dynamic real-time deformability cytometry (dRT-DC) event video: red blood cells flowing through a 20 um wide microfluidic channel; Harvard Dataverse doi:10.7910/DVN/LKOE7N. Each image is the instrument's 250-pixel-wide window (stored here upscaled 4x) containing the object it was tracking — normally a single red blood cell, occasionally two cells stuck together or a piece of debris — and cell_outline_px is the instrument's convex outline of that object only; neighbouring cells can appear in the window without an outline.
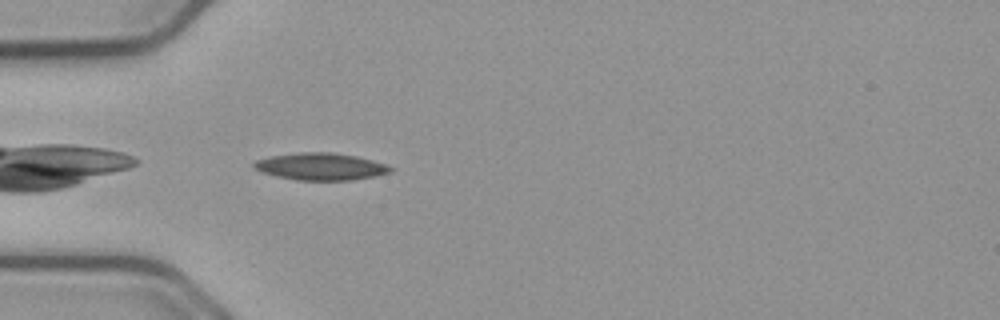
{"species": "common noctule bat (a hibernating species)", "species_latin": "Nyctalus noctula", "temperature_condition": "cold", "stored_images_in_passage": 39, "camera_frame_rate_fps": 3000, "um_per_image_px": 0.085, "animal": {"sex": "male", "body_mass_g": 23.1, "forearm_length_mm": 52.7}, "frame": {"image": 1, "passage_image": 1, "time_ms": 0.0, "image_size_px": [1000, 320], "cell_outline_px": [[392, 172], [376, 176], [352, 180], [296, 180], [276, 176], [264, 172], [256, 168], [252, 164], [256, 160], [272, 156], [300, 152], [328, 152], [356, 156], [372, 160], [384, 164], [392, 168]], "centroid_in_image_um": [27.28, 14.16], "position_along_channel_um": 57.7, "area_um2": 21.33}}
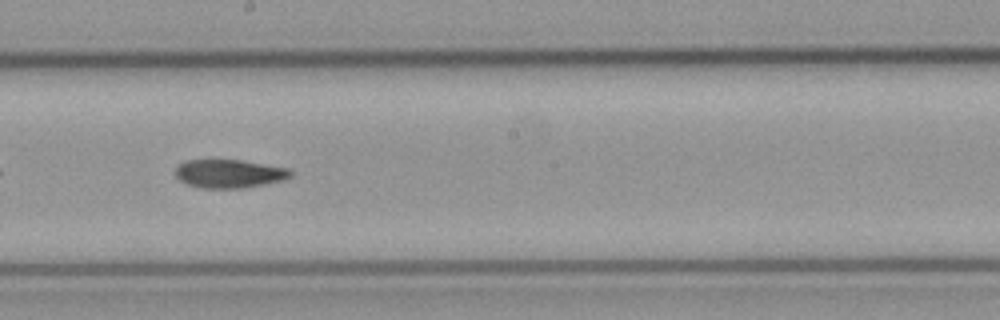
{"frame": {"image": 2, "passage_image": 15, "time_ms": 4.667, "image_size_px": [1000, 320], "cell_outline_px": [[292, 176], [284, 180], [244, 188], [200, 188], [188, 184], [180, 180], [176, 176], [176, 168], [184, 160], [240, 160], [288, 168], [292, 172]], "centroid_in_image_um": [19.49, 14.76], "position_along_channel_um": 228.7, "area_um2": 19.02}}
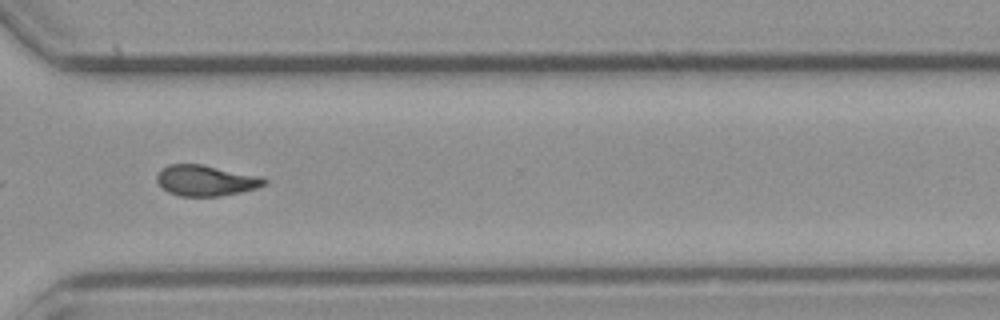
{"frame": {"image": 3, "passage_image": 25, "time_ms": 8.0, "image_size_px": [1000, 320], "cell_outline_px": [[268, 184], [256, 188], [240, 192], [220, 196], [180, 196], [168, 192], [156, 180], [156, 176], [160, 168], [168, 164], [200, 164], [260, 176], [268, 180]], "centroid_in_image_um": [17.49, 15.34], "position_along_channel_um": 353.1, "area_um2": 19.25}}